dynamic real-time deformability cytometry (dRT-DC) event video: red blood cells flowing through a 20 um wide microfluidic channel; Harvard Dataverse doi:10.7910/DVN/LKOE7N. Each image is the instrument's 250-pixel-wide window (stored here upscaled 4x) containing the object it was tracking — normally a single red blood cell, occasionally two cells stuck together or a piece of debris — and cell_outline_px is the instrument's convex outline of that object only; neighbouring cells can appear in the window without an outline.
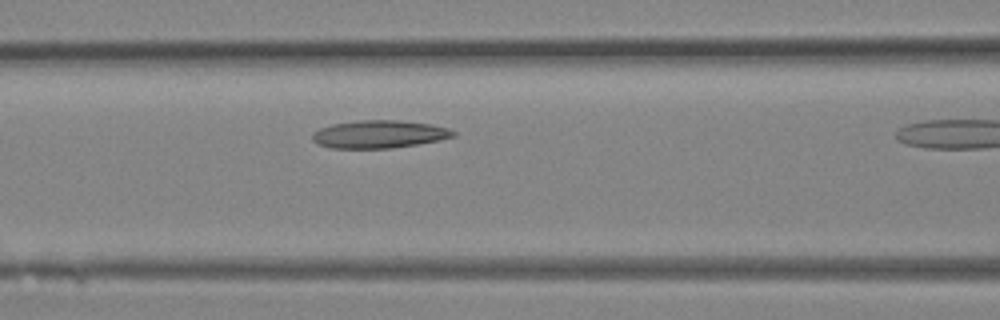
{"species": "Egyptian fruit bat (a non-hibernating species)", "species_latin": "Rousettus aegyptiacus", "temperature_condition": "room temperature", "stored_images_in_passage": 9, "camera_frame_rate_fps": 3000, "um_per_image_px": 0.085, "animal": {"sex": "female"}, "frame": {"image": 1, "passage_image": 8, "time_ms": 2.333, "image_size_px": [1000, 320], "cell_outline_px": [[456, 136], [440, 140], [392, 148], [332, 148], [316, 144], [312, 140], [312, 132], [320, 128], [332, 124], [360, 120], [396, 120], [432, 124], [448, 128], [456, 132]], "centroid_in_image_um": [32.22, 11.41], "position_along_channel_um": 134.4, "area_um2": 22.89}}